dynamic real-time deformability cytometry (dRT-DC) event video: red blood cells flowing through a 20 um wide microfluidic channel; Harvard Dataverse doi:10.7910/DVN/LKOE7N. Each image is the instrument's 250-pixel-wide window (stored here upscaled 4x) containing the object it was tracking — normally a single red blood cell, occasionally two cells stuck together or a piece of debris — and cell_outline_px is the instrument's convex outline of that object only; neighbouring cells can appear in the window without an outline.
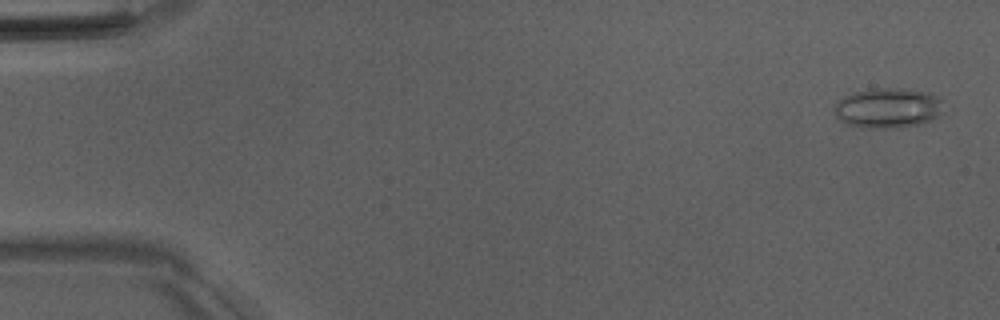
{"species": "Egyptian fruit bat (a non-hibernating species)", "species_latin": "Rousettus aegyptiacus", "temperature_condition": "room temperature", "stored_images_in_passage": 48, "camera_frame_rate_fps": 3000, "um_per_image_px": 0.085, "animal": {"sex": "male"}, "frame": {"image": 1, "passage_image": 2, "time_ms": 0.333, "image_size_px": [1000, 320], "cell_outline_px": [[944, 100], [940, 112], [936, 116], [920, 124], [900, 128], [864, 128], [844, 124], [836, 116], [832, 108], [844, 96], [852, 92], [880, 88], [904, 88], [928, 92]], "centroid_in_image_um": [75.44, 9.18], "position_along_channel_um": 9.6, "area_um2": 25.66}}
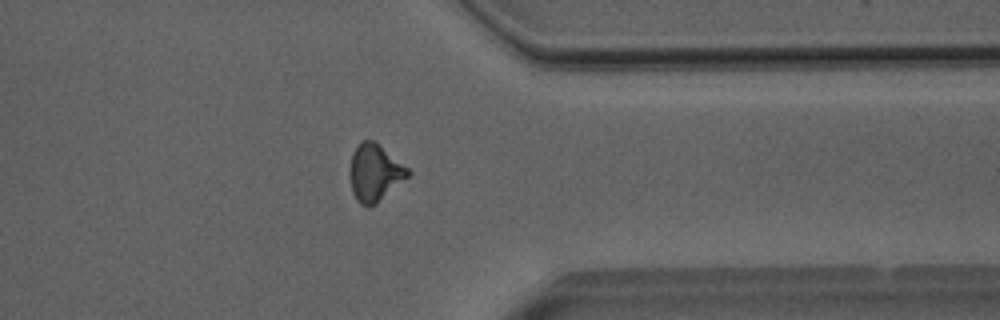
{"frame": {"image": 2, "passage_image": 41, "time_ms": 13.333, "image_size_px": [1000, 320], "cell_outline_px": [[412, 172], [408, 176], [376, 204], [368, 208], [360, 204], [356, 200], [352, 192], [352, 152], [364, 140], [372, 140], [408, 168]], "centroid_in_image_um": [31.87, 14.73], "position_along_channel_um": 379.5, "area_um2": 18.55}}
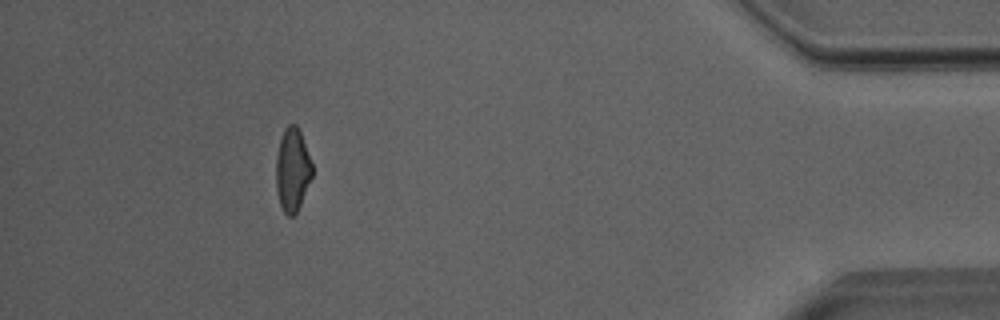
{"frame": {"image": 3, "passage_image": 47, "time_ms": 15.333, "image_size_px": [1000, 320], "cell_outline_px": [[312, 176], [300, 204], [296, 212], [292, 216], [288, 216], [284, 212], [280, 204], [276, 188], [276, 156], [280, 140], [284, 128], [288, 124], [296, 124], [300, 132], [312, 164]], "centroid_in_image_um": [24.84, 14.42], "position_along_channel_um": 410.4, "area_um2": 17.28}}